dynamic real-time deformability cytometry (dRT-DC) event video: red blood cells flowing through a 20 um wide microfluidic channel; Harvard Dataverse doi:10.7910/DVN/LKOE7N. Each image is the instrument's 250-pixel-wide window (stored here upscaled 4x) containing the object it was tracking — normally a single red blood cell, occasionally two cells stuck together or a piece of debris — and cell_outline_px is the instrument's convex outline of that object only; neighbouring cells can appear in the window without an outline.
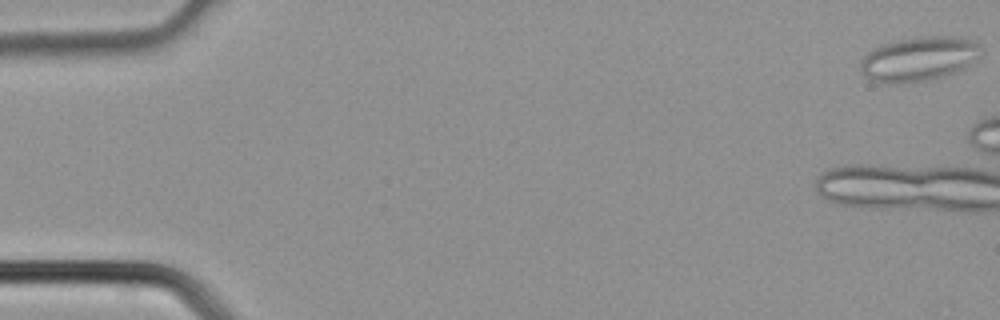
{"species": "common noctule bat (a hibernating species)", "species_latin": "Nyctalus noctula", "temperature_condition": "cold", "stored_images_in_passage": 5, "camera_frame_rate_fps": 3000, "um_per_image_px": 0.085, "animal": {"sex": "male", "body_mass_g": 21.5, "forearm_length_mm": 52.0}, "frame": {"image": 1, "passage_image": 1, "time_ms": 0.0, "image_size_px": [1000, 320], "cell_outline_px": [[980, 48], [976, 56], [964, 68], [944, 76], [928, 80], [900, 84], [884, 84], [872, 80], [864, 76], [860, 72], [860, 60], [868, 52], [880, 44], [900, 40], [924, 36], [960, 36], [972, 40], [980, 44]], "centroid_in_image_um": [78.03, 5.02], "position_along_channel_um": 7.0, "area_um2": 31.21}}